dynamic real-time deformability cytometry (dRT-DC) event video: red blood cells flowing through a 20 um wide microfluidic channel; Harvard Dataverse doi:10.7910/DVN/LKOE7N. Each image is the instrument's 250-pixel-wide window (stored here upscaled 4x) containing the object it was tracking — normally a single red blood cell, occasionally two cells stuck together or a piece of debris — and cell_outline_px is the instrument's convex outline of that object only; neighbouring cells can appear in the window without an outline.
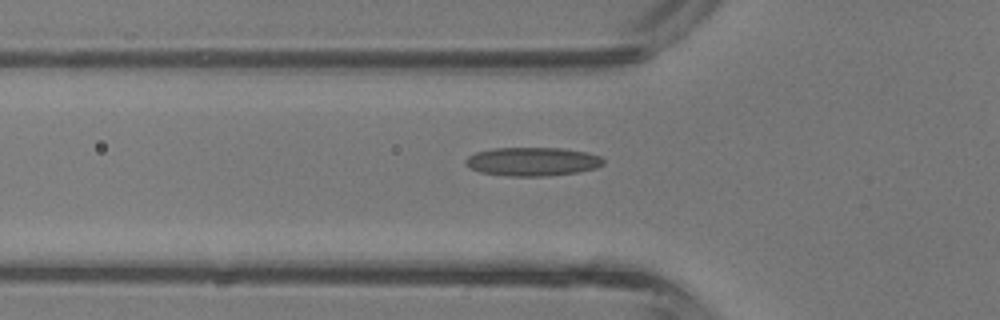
{"species": "common noctule bat (a hibernating species)", "species_latin": "Nyctalus noctula", "temperature_condition": "room temperature", "stored_images_in_passage": 27, "camera_frame_rate_fps": 3000, "um_per_image_px": 0.085, "animal": {"sex": "male", "body_mass_g": 13.3}, "frame": {"image": 1, "passage_image": 5, "time_ms": 1.333, "image_size_px": [1000, 320], "cell_outline_px": [[604, 164], [596, 168], [580, 172], [548, 176], [508, 176], [480, 172], [464, 164], [464, 160], [468, 156], [476, 152], [492, 148], [560, 148], [588, 152], [600, 156], [604, 160]], "centroid_in_image_um": [45.27, 13.73], "position_along_channel_um": 80.5, "area_um2": 23.18}}
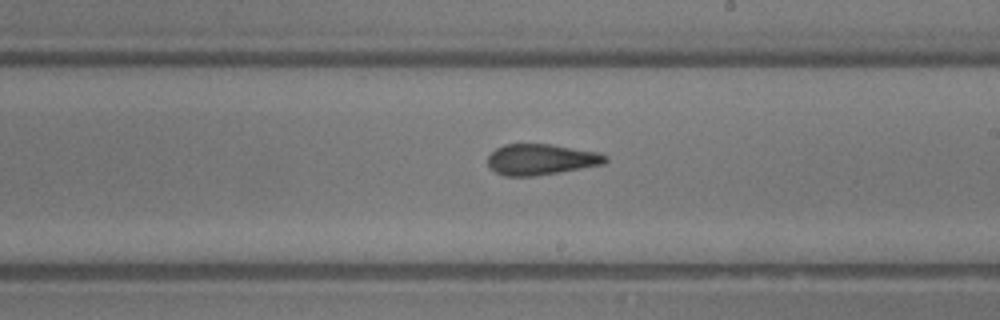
{"frame": {"image": 2, "passage_image": 15, "time_ms": 4.667, "image_size_px": [1000, 320], "cell_outline_px": [[608, 160], [604, 164], [560, 172], [536, 176], [504, 176], [488, 168], [488, 156], [496, 148], [504, 144], [552, 144], [600, 152], [608, 156]], "centroid_in_image_um": [46.0, 13.55], "position_along_channel_um": 243.0, "area_um2": 21.44}}
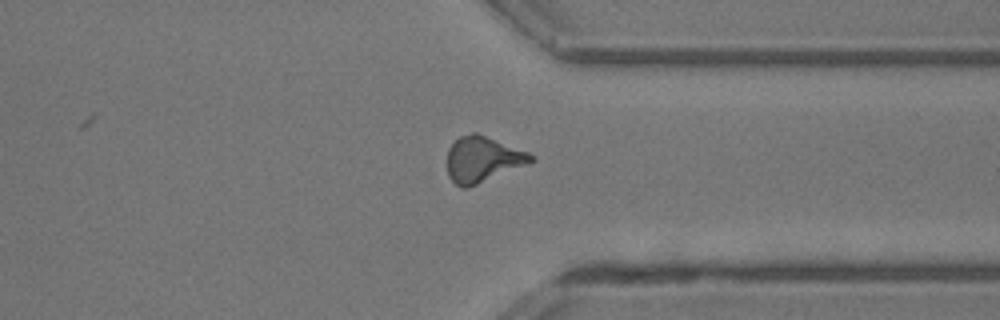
{"frame": {"image": 3, "passage_image": 23, "time_ms": 7.333, "image_size_px": [1000, 320], "cell_outline_px": [[536, 160], [528, 164], [468, 188], [460, 188], [448, 176], [448, 148], [460, 136], [472, 132], [476, 132], [528, 152]], "centroid_in_image_um": [41.02, 13.55], "position_along_channel_um": 370.4, "area_um2": 22.2}, "authors_computed_cell_mechanics": {"area_um2": 21.4438, "velocity_mm_per_s": 4.8456, "shape_relaxation_time_tau1_ms": null, "shape_relaxation_time_tau2_ms": 1.7372, "deformation_change_tau1": null, "deformation_change_tau2": 0.1109}}